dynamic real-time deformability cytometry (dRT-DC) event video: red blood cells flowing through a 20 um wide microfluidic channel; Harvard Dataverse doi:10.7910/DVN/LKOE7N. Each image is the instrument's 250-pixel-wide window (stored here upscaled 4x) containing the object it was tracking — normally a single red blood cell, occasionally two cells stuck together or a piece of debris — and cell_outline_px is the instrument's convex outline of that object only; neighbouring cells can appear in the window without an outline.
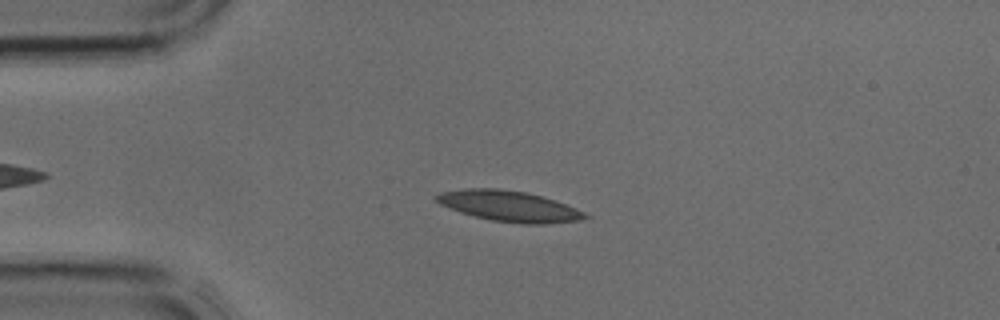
{"species": "common noctule bat (a hibernating species)", "species_latin": "Nyctalus noctula", "temperature_condition": "cold", "stored_images_in_passage": 3, "camera_frame_rate_fps": 3000, "um_per_image_px": 0.085, "animal": {"sex": "male", "body_mass_g": 17.9, "forearm_length_mm": 54.2}, "frame": {"image": 1, "passage_image": 3, "time_ms": 0.667, "image_size_px": [1000, 320], "cell_outline_px": [[592, 216], [580, 220], [544, 224], [520, 224], [492, 220], [460, 212], [440, 204], [436, 200], [436, 196], [440, 192], [468, 188], [496, 188], [524, 192], [540, 196], [576, 208]], "centroid_in_image_um": [43.28, 17.53], "position_along_channel_um": 41.7, "area_um2": 26.24}}